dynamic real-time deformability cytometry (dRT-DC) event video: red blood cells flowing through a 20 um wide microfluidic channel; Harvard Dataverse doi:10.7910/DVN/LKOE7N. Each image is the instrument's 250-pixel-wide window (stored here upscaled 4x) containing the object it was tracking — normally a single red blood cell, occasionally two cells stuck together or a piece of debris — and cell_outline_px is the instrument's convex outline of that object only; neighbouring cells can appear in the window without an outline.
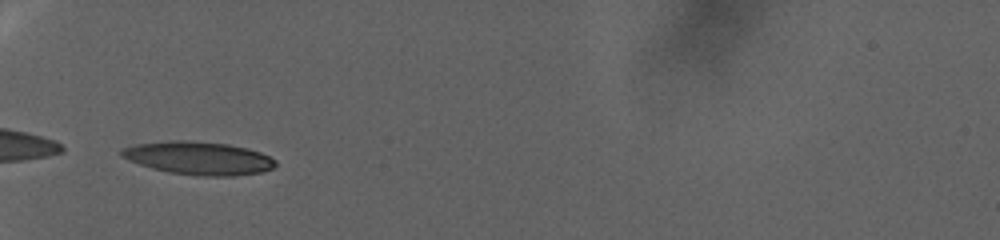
{"species": "human", "species_latin": "Homo sapiens", "temperature_condition": "warm", "stored_images_in_passage": 57, "camera_frame_rate_fps": 3000, "um_per_image_px": 0.085, "donor": {"sex": "female"}, "frame": {"image": 1, "passage_image": 1, "time_ms": 0.0, "image_size_px": [1000, 240], "cell_outline_px": [[276, 164], [272, 168], [264, 172], [232, 176], [200, 176], [168, 172], [152, 168], [140, 164], [120, 156], [120, 148], [136, 144], [172, 140], [184, 140], [228, 144], [248, 148], [260, 152], [276, 160]], "centroid_in_image_um": [16.88, 13.44], "position_along_channel_um": 68.1, "area_um2": 29.71}}
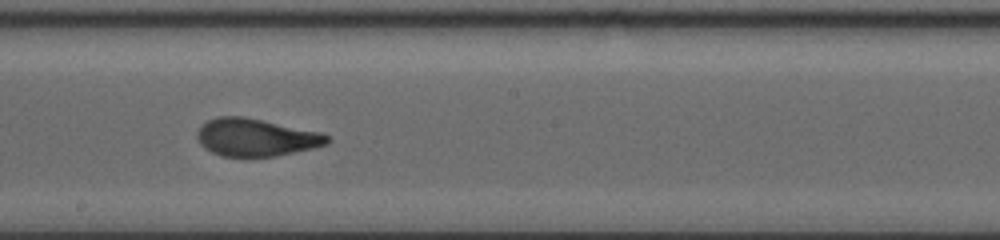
{"frame": {"image": 2, "passage_image": 23, "time_ms": 7.333, "image_size_px": [1000, 240], "cell_outline_px": [[332, 140], [328, 144], [316, 148], [276, 156], [220, 156], [204, 148], [200, 144], [196, 136], [196, 132], [208, 120], [220, 116], [244, 116], [320, 132], [328, 136]], "centroid_in_image_um": [21.77, 11.68], "position_along_channel_um": 226.4, "area_um2": 28.55}}
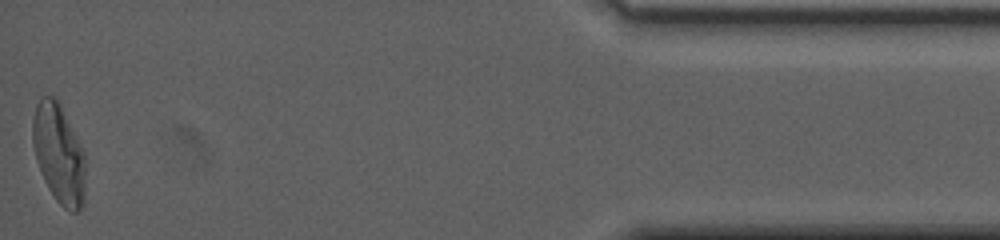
{"frame": {"image": 3, "passage_image": 57, "time_ms": 18.667, "image_size_px": [1000, 240], "cell_outline_px": [[84, 204], [76, 212], [72, 212], [64, 208], [56, 200], [48, 188], [44, 180], [36, 160], [32, 144], [32, 120], [36, 104], [40, 96], [52, 96], [60, 104], [84, 152]], "centroid_in_image_um": [4.97, 13.06], "position_along_channel_um": 430.2, "area_um2": 30.4}, "authors_computed_cell_mechanics": {"area_um2": 28.5532, "velocity_mm_per_s": 2.3476, "shape_relaxation_time_tau1_ms": 9.1823, "shape_relaxation_time_tau2_ms": 1.3284, "deformation_change_tau1": 0.286, "deformation_change_tau2": 0.0781}}